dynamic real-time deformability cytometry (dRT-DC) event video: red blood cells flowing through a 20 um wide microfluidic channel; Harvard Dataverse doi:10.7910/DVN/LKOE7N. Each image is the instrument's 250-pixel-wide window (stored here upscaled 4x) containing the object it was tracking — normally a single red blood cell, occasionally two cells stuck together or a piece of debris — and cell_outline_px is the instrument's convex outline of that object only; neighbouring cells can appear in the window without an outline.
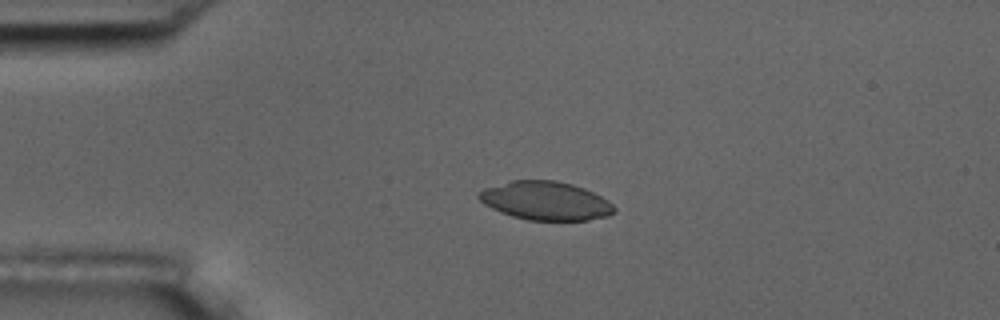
{"species": "common noctule bat (a hibernating species)", "species_latin": "Nyctalus noctula", "temperature_condition": "room temperature", "stored_images_in_passage": 5, "camera_frame_rate_fps": 3000, "um_per_image_px": 0.085, "animal": {"sex": "male", "body_mass_g": 17.5, "forearm_length_mm": 52.3}, "frame": {"image": 1, "passage_image": 4, "time_ms": 3.667, "image_size_px": [1000, 320], "cell_outline_px": [[616, 212], [608, 216], [588, 220], [528, 220], [512, 216], [500, 212], [484, 204], [476, 196], [476, 192], [484, 188], [512, 180], [556, 180], [572, 184], [584, 188], [608, 200], [616, 208]], "centroid_in_image_um": [46.36, 17.06], "position_along_channel_um": 38.6, "area_um2": 30.58}}